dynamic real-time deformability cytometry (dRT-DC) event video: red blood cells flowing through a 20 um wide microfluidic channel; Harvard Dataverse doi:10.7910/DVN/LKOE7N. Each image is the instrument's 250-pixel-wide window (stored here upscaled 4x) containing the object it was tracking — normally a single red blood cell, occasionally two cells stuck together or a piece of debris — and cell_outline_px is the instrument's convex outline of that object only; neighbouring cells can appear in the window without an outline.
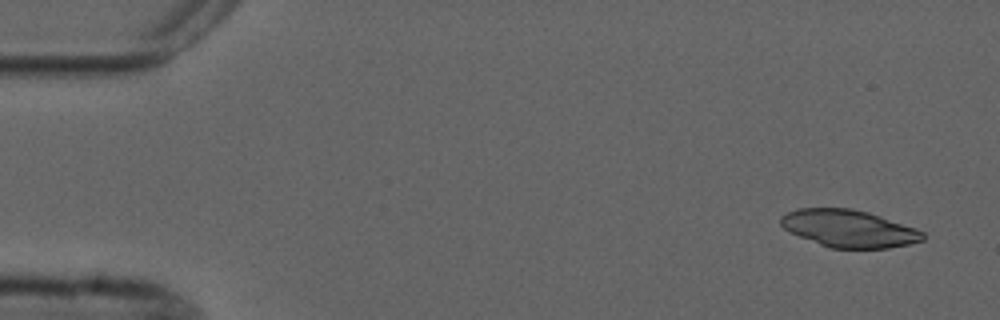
{"species": "common noctule bat (a hibernating species)", "species_latin": "Nyctalus noctula", "temperature_condition": "cold", "stored_images_in_passage": 6, "camera_frame_rate_fps": 3000, "um_per_image_px": 0.085, "animal": {"sex": "male", "forearm_length_mm": 52.5}, "frame": {"image": 1, "passage_image": 1, "time_ms": 0.0, "image_size_px": [1000, 320], "cell_outline_px": [[924, 240], [908, 244], [888, 248], [832, 248], [820, 244], [800, 236], [784, 228], [780, 224], [780, 216], [796, 208], [852, 208], [868, 212], [916, 228], [924, 232]], "centroid_in_image_um": [72.16, 19.41], "position_along_channel_um": 12.8, "area_um2": 30.69}}